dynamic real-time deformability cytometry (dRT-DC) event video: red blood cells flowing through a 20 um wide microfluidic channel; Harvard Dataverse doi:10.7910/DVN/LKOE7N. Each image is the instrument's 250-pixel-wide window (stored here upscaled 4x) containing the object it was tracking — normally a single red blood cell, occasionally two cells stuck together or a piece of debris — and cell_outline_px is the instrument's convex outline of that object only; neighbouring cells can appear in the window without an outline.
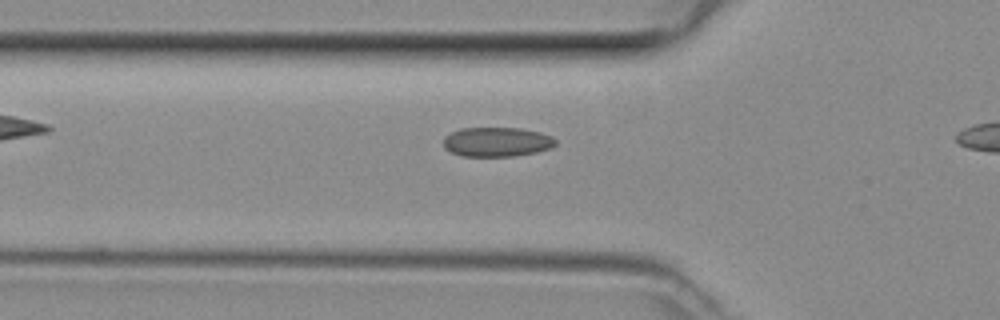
{"species": "common noctule bat (a hibernating species)", "species_latin": "Nyctalus noctula", "temperature_condition": "room temperature", "stored_images_in_passage": 26, "camera_frame_rate_fps": 3000, "um_per_image_px": 0.085, "animal": {"sex": "female", "body_mass_g": 29.2, "forearm_length_mm": 56.3}, "frame": {"image": 1, "passage_image": 3, "time_ms": 0.667, "image_size_px": [1000, 320], "cell_outline_px": [[556, 144], [552, 148], [536, 152], [512, 156], [460, 156], [444, 148], [444, 136], [460, 128], [520, 128], [540, 132], [552, 136], [556, 140]], "centroid_in_image_um": [42.24, 12.06], "position_along_channel_um": 83.6, "area_um2": 19.31}}
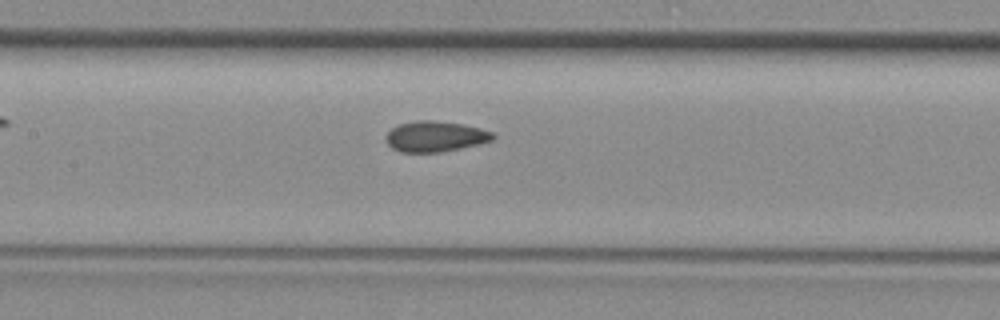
{"frame": {"image": 2, "passage_image": 9, "time_ms": 2.667, "image_size_px": [1000, 320], "cell_outline_px": [[496, 136], [492, 140], [480, 144], [440, 152], [400, 152], [392, 148], [388, 144], [384, 136], [392, 128], [400, 124], [416, 120], [432, 120], [464, 124], [480, 128], [492, 132]], "centroid_in_image_um": [36.99, 11.59], "position_along_channel_um": 170.4, "area_um2": 19.13}}
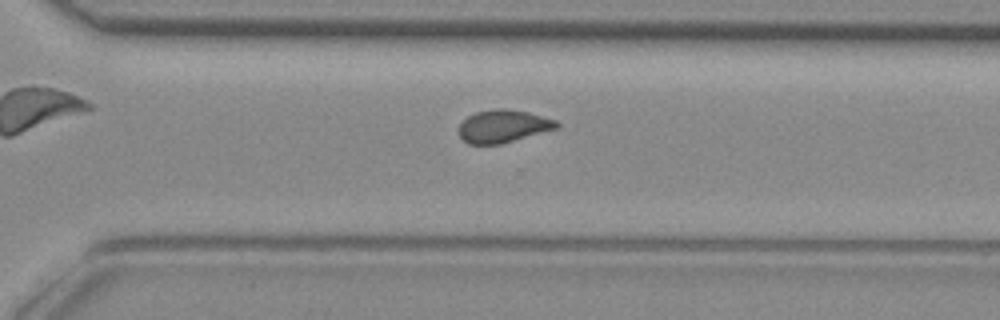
{"frame": {"image": 3, "passage_image": 20, "time_ms": 6.333, "image_size_px": [1000, 320], "cell_outline_px": [[560, 124], [556, 128], [500, 144], [468, 144], [460, 136], [456, 128], [468, 116], [476, 112], [496, 108], [504, 108], [528, 112], [556, 120]], "centroid_in_image_um": [42.72, 10.72], "position_along_channel_um": 327.9, "area_um2": 18.5}}